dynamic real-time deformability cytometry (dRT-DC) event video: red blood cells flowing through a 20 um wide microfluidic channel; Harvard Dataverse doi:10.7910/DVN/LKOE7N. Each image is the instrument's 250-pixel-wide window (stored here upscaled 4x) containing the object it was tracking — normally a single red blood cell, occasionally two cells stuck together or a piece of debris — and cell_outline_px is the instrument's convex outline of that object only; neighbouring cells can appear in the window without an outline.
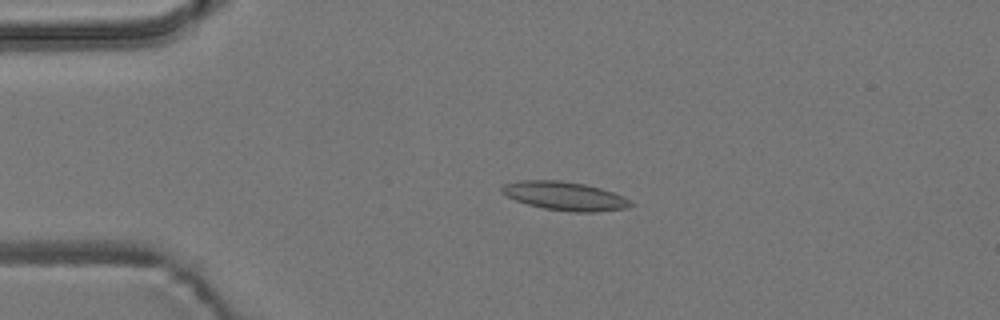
{"species": "common noctule bat (a hibernating species)", "species_latin": "Nyctalus noctula", "temperature_condition": "room temperature", "stored_images_in_passage": 46, "camera_frame_rate_fps": 3000, "um_per_image_px": 0.085, "animal": {"sex": "male", "body_mass_g": 19.2, "forearm_length_mm": 51.8}, "frame": {"image": 1, "passage_image": 10, "time_ms": 3.0, "image_size_px": [1000, 320], "cell_outline_px": [[632, 204], [628, 208], [596, 212], [576, 212], [544, 208], [528, 204], [516, 200], [500, 192], [500, 188], [504, 184], [520, 180], [556, 180], [584, 184], [600, 188], [624, 196], [632, 200]], "centroid_in_image_um": [48.02, 16.66], "position_along_channel_um": 37.0, "area_um2": 21.39}}
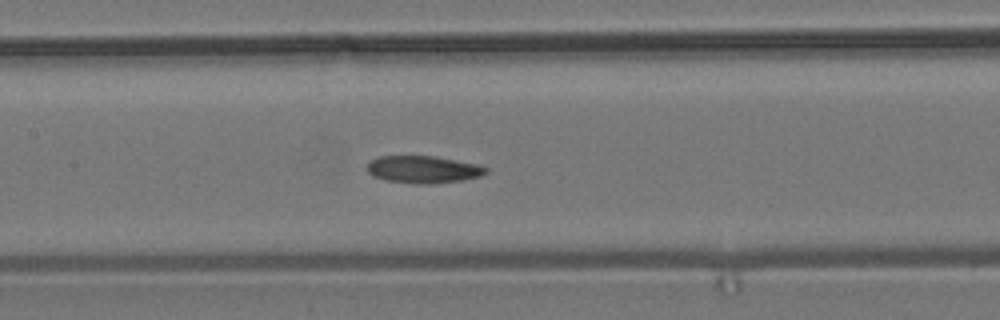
{"frame": {"image": 2, "passage_image": 24, "time_ms": 7.667, "image_size_px": [1000, 320], "cell_outline_px": [[488, 172], [480, 176], [460, 180], [432, 184], [412, 184], [388, 180], [372, 176], [368, 172], [368, 164], [372, 160], [380, 156], [436, 156], [480, 164], [488, 168]], "centroid_in_image_um": [36.02, 14.4], "position_along_channel_um": 171.4, "area_um2": 18.96}}
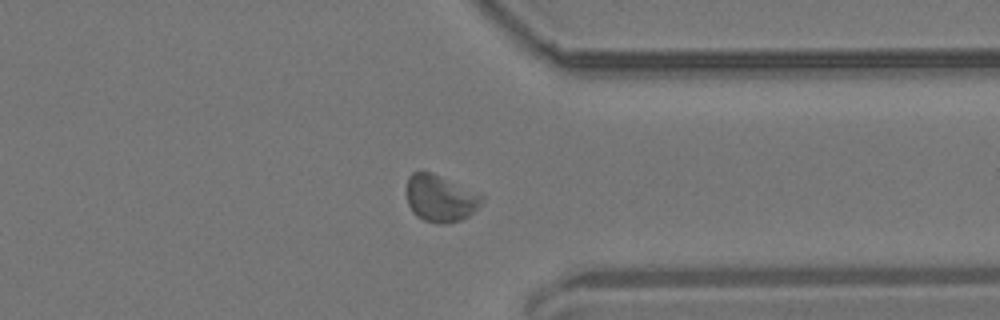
{"frame": {"image": 3, "passage_image": 41, "time_ms": 13.333, "image_size_px": [1000, 320], "cell_outline_px": [[484, 200], [468, 216], [460, 220], [448, 224], [436, 224], [424, 220], [416, 216], [412, 212], [408, 204], [404, 192], [408, 176], [412, 172], [432, 172], [484, 196]], "centroid_in_image_um": [37.36, 16.87], "position_along_channel_um": 374.0, "area_um2": 20.75}}